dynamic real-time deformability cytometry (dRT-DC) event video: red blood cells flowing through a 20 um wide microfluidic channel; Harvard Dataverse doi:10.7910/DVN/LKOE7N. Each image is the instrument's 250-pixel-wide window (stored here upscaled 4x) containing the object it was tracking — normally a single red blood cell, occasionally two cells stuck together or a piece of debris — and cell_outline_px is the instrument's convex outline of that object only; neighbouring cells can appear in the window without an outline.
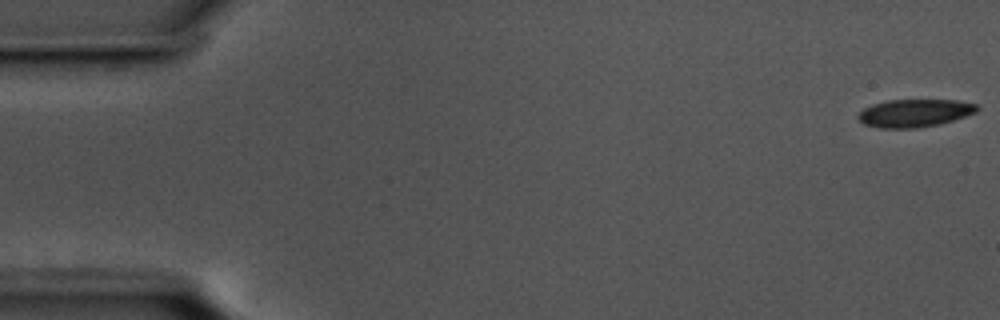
{"species": "common noctule bat (a hibernating species)", "species_latin": "Nyctalus noctula", "temperature_condition": "cold", "stored_images_in_passage": 56, "camera_frame_rate_fps": 3000, "um_per_image_px": 0.085, "animal": {"sex": "male", "body_mass_g": 17.5, "forearm_length_mm": 52.3}, "frame": {"image": 1, "passage_image": 1, "time_ms": 0.0, "image_size_px": [1000, 320], "cell_outline_px": [[980, 108], [976, 112], [940, 124], [916, 128], [880, 128], [864, 124], [856, 116], [864, 108], [872, 104], [888, 100], [956, 100], [976, 104]], "centroid_in_image_um": [77.72, 9.61], "position_along_channel_um": 7.3, "area_um2": 19.19}}
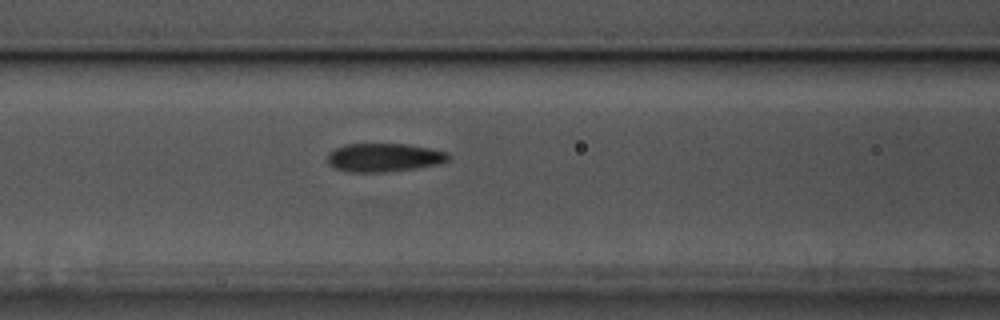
{"frame": {"image": 2, "passage_image": 23, "time_ms": 7.333, "image_size_px": [1000, 320], "cell_outline_px": [[452, 156], [448, 160], [436, 164], [416, 168], [384, 172], [348, 172], [336, 168], [328, 164], [328, 152], [344, 144], [404, 144], [428, 148], [448, 152]], "centroid_in_image_um": [32.62, 13.39], "position_along_channel_um": 134.0, "area_um2": 20.0}}
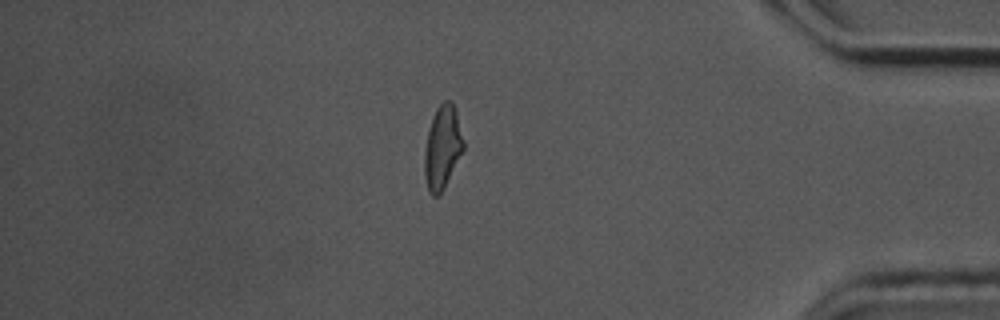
{"frame": {"image": 3, "passage_image": 48, "time_ms": 15.667, "image_size_px": [1000, 320], "cell_outline_px": [[464, 148], [440, 196], [432, 196], [428, 192], [424, 176], [424, 152], [428, 132], [432, 116], [436, 108], [444, 100], [452, 100], [456, 112], [464, 140]], "centroid_in_image_um": [37.59, 12.54], "position_along_channel_um": 397.6, "area_um2": 19.02}, "authors_computed_cell_mechanics": {"area_um2": 19.9988, "velocity_mm_per_s": 3.5866, "shape_relaxation_time_tau1_ms": 5.5814, "shape_relaxation_time_tau2_ms": 5.5449, "deformation_change_tau1": 0.12, "deformation_change_tau2": 0.1303}}